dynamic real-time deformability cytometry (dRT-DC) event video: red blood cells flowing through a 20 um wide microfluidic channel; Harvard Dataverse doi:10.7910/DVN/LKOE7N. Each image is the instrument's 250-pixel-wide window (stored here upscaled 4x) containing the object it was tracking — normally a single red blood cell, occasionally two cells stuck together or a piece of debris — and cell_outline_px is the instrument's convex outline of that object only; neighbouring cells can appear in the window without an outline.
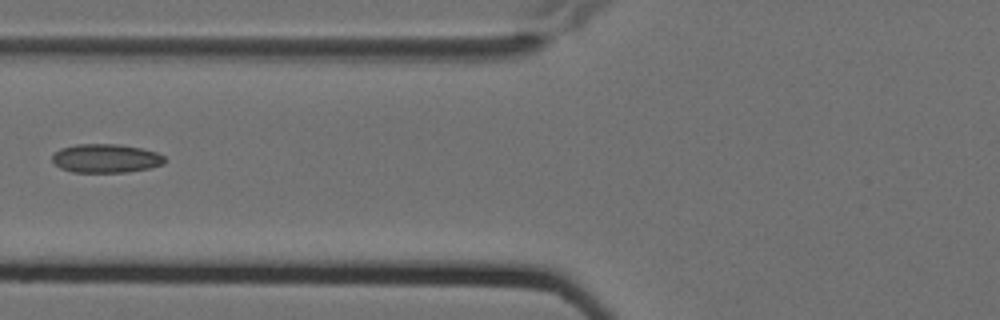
{"species": "Egyptian fruit bat (a non-hibernating species)", "species_latin": "Rousettus aegyptiacus", "temperature_condition": "cold", "stored_images_in_passage": 8, "camera_frame_rate_fps": 3000, "um_per_image_px": 0.085, "animal": {"sex": "female"}, "frame": {"image": 1, "passage_image": 7, "time_ms": 2.0, "image_size_px": [1000, 320], "cell_outline_px": [[164, 164], [148, 168], [128, 172], [72, 172], [60, 168], [52, 160], [52, 156], [60, 148], [76, 144], [120, 144], [140, 148], [156, 152], [164, 156]], "centroid_in_image_um": [8.98, 13.46], "position_along_channel_um": 116.8, "area_um2": 18.79}}